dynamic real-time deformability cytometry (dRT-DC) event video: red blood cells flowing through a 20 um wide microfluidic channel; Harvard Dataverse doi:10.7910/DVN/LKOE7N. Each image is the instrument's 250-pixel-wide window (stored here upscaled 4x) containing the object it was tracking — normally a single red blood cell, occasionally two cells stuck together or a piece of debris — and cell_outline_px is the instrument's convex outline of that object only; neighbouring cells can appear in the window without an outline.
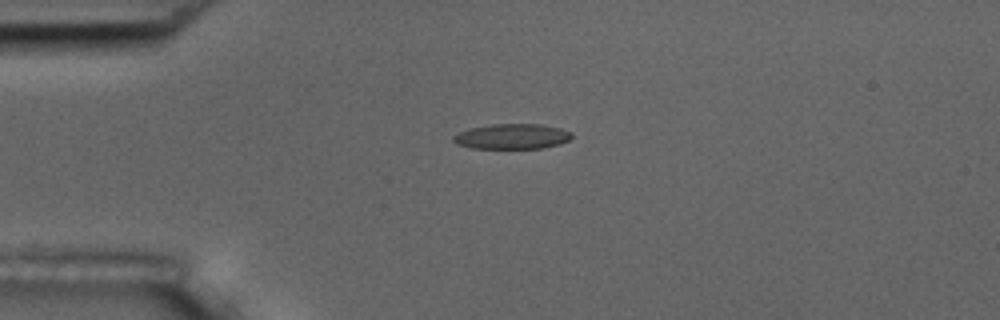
{"species": "common noctule bat (a hibernating species)", "species_latin": "Nyctalus noctula", "temperature_condition": "room temperature", "stored_images_in_passage": 4, "camera_frame_rate_fps": 3000, "um_per_image_px": 0.085, "animal": {"sex": "male", "body_mass_g": 17.5, "forearm_length_mm": 52.3}, "frame": {"image": 1, "passage_image": 1, "time_ms": 0.0, "image_size_px": [1000, 320], "cell_outline_px": [[572, 136], [568, 140], [560, 144], [544, 148], [472, 148], [456, 144], [452, 140], [452, 136], [468, 128], [492, 124], [540, 124], [560, 128], [572, 132]], "centroid_in_image_um": [43.51, 11.59], "position_along_channel_um": 41.5, "area_um2": 17.46}}